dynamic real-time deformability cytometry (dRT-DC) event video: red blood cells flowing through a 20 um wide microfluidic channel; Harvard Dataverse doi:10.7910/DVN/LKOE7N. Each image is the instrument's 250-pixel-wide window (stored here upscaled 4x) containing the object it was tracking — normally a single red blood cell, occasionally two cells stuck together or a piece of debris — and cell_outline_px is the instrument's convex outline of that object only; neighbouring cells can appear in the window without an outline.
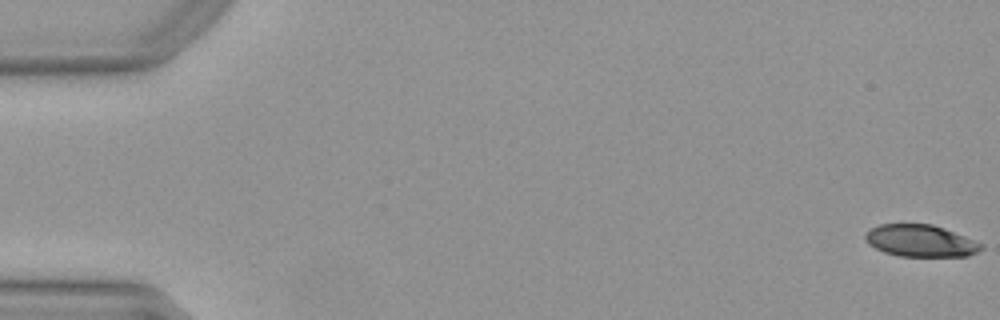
{"species": "Egyptian fruit bat (a non-hibernating species)", "species_latin": "Rousettus aegyptiacus", "temperature_condition": "warm", "stored_images_in_passage": 52, "camera_frame_rate_fps": 3000, "um_per_image_px": 0.085, "animal": {"sex": "female"}, "frame": {"image": 1, "passage_image": 1, "time_ms": 0.0, "image_size_px": [1000, 320], "cell_outline_px": [[984, 248], [968, 256], [900, 256], [884, 252], [868, 244], [864, 240], [864, 236], [872, 228], [880, 224], [932, 224], [944, 228], [984, 244]], "centroid_in_image_um": [78.25, 20.47], "position_along_channel_um": 6.7, "area_um2": 21.5}}
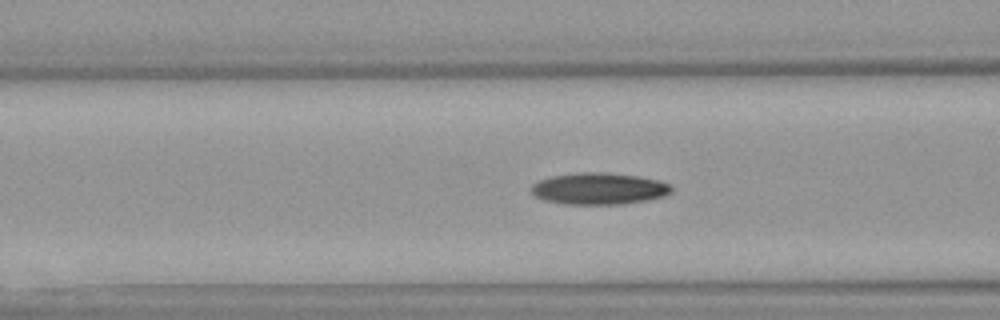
{"frame": {"image": 2, "passage_image": 21, "time_ms": 6.667, "image_size_px": [1000, 320], "cell_outline_px": [[672, 192], [664, 196], [648, 200], [624, 204], [564, 204], [544, 200], [536, 196], [528, 188], [532, 184], [540, 180], [552, 176], [576, 172], [604, 172], [640, 176], [660, 180], [672, 184]], "centroid_in_image_um": [50.94, 16.03], "position_along_channel_um": 115.7, "area_um2": 26.24}}
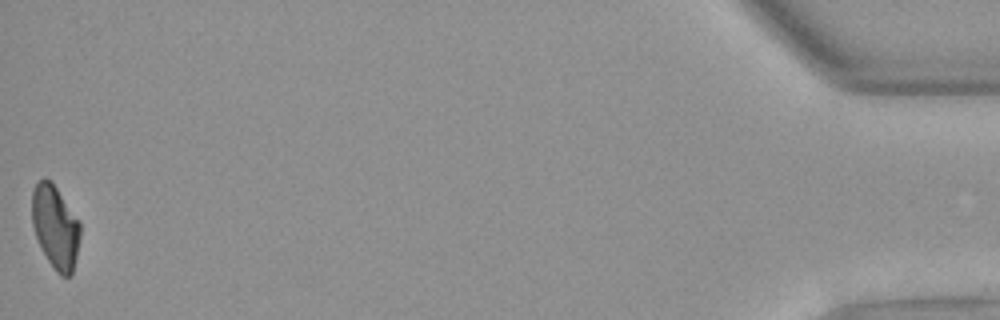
{"frame": {"image": 3, "passage_image": 52, "time_ms": 17.0, "image_size_px": [1000, 320], "cell_outline_px": [[80, 236], [72, 276], [60, 276], [56, 272], [40, 248], [32, 224], [32, 188], [44, 176], [52, 180], [80, 220]], "centroid_in_image_um": [4.71, 19.25], "position_along_channel_um": 430.5, "area_um2": 23.81}, "authors_computed_cell_mechanics": {"area_um2": 24.2471, "velocity_mm_per_s": 3.9899, "shape_relaxation_time_tau1_ms": 5.4648, "shape_relaxation_time_tau2_ms": null, "deformation_change_tau1": 0.1768, "deformation_change_tau2": null}}